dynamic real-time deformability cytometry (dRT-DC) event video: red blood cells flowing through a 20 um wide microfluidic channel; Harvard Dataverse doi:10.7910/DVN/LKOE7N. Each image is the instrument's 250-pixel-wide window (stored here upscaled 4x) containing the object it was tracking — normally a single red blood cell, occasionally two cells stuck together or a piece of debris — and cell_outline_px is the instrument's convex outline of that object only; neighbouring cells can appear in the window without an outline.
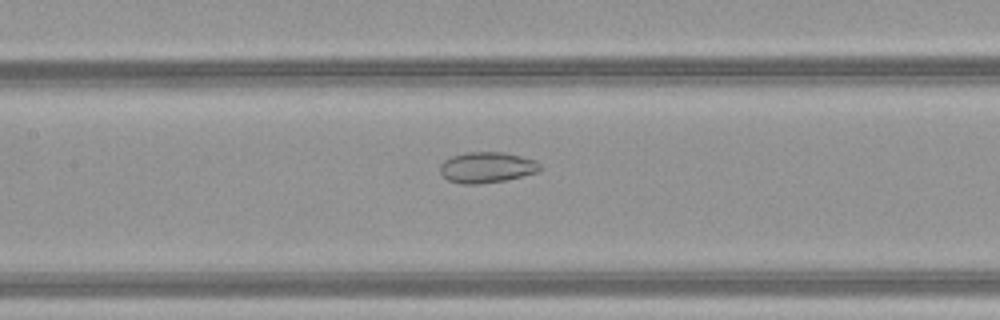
{"species": "common noctule bat (a hibernating species)", "species_latin": "Nyctalus noctula", "temperature_condition": "warm", "stored_images_in_passage": 35, "camera_frame_rate_fps": 3000, "um_per_image_px": 0.085, "animal": {"sex": "female", "body_mass_g": 21.9}, "frame": {"image": 1, "passage_image": 10, "time_ms": 3.0, "image_size_px": [1000, 320], "cell_outline_px": [[544, 168], [536, 172], [504, 180], [480, 184], [460, 184], [448, 180], [440, 172], [440, 164], [444, 160], [452, 156], [468, 152], [504, 152], [536, 160]], "centroid_in_image_um": [41.37, 14.22], "position_along_channel_um": 166.0, "area_um2": 17.92}}
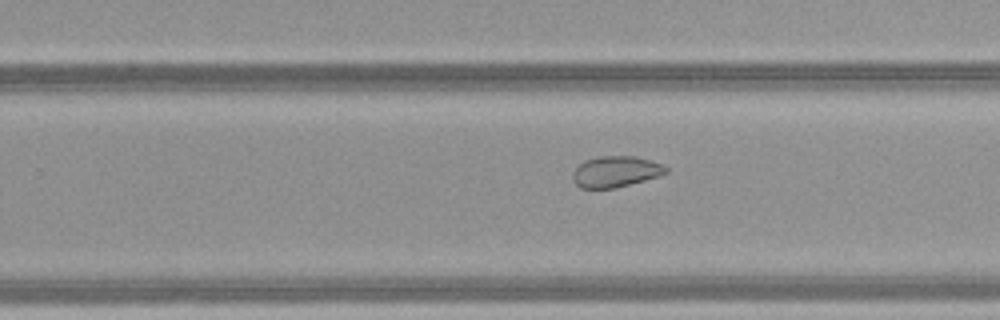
{"frame": {"image": 2, "passage_image": 18, "time_ms": 5.667, "image_size_px": [1000, 320], "cell_outline_px": [[668, 172], [644, 180], [616, 188], [580, 188], [572, 180], [572, 172], [584, 160], [600, 156], [636, 156], [660, 164], [668, 168]], "centroid_in_image_um": [52.28, 14.59], "position_along_channel_um": 277.5, "area_um2": 16.7}}
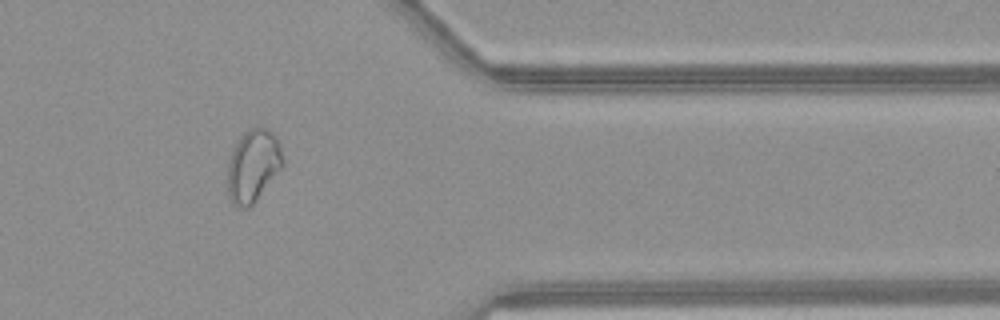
{"frame": {"image": 3, "passage_image": 27, "time_ms": 8.667, "image_size_px": [1000, 320], "cell_outline_px": [[284, 164], [256, 200], [248, 208], [236, 208], [232, 204], [228, 196], [228, 164], [232, 152], [240, 136], [248, 128], [256, 124], [268, 128], [276, 136], [280, 144], [284, 160]], "centroid_in_image_um": [21.52, 14.05], "position_along_channel_um": 389.9, "area_um2": 23.58}, "authors_computed_cell_mechanics": {"area_um2": 19.0162, "velocity_mm_per_s": 4.1975, "shape_relaxation_time_tau1_ms": null, "shape_relaxation_time_tau2_ms": 2.0478, "deformation_change_tau1": null, "deformation_change_tau2": 0.0667}}